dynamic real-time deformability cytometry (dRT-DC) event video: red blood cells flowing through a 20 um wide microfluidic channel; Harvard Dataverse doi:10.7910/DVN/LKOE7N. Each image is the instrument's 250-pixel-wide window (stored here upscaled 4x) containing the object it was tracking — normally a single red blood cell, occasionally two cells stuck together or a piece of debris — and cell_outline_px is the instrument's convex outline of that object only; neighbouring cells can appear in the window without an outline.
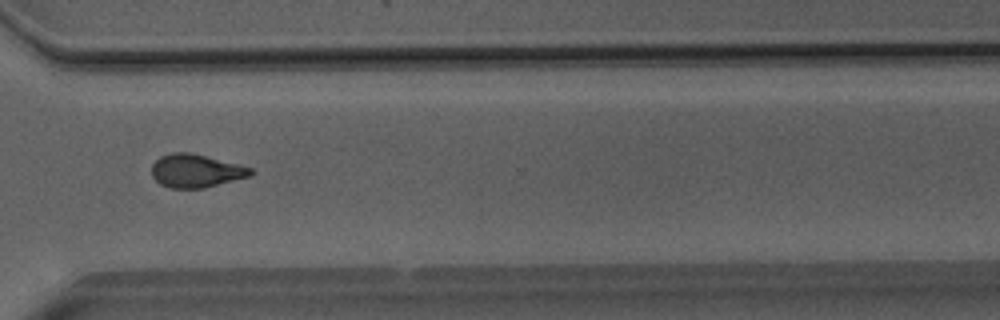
{"species": "Egyptian fruit bat (a non-hibernating species)", "species_latin": "Rousettus aegyptiacus", "temperature_condition": "room temperature", "stored_images_in_passage": 44, "camera_frame_rate_fps": 3000, "um_per_image_px": 0.085, "animal": {"sex": "male"}, "frame": {"image": 1, "passage_image": 31, "time_ms": 10.0, "image_size_px": [1000, 320], "cell_outline_px": [[256, 172], [252, 176], [204, 188], [172, 188], [160, 184], [152, 176], [152, 164], [160, 156], [172, 152], [192, 152], [252, 168]], "centroid_in_image_um": [16.67, 14.52], "position_along_channel_um": 353.9, "area_um2": 19.31}}
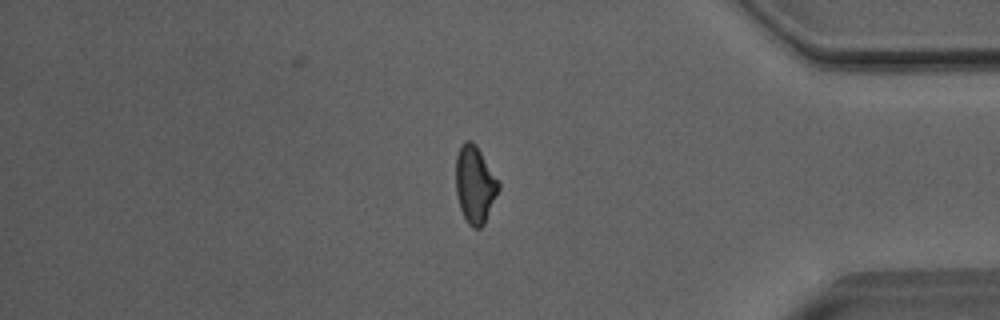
{"frame": {"image": 2, "passage_image": 36, "time_ms": 11.667, "image_size_px": [1000, 320], "cell_outline_px": [[500, 188], [484, 224], [480, 228], [472, 228], [468, 224], [460, 208], [456, 192], [456, 156], [460, 144], [464, 140], [472, 140], [476, 144], [500, 184]], "centroid_in_image_um": [40.35, 15.66], "position_along_channel_um": 394.8, "area_um2": 19.25}}
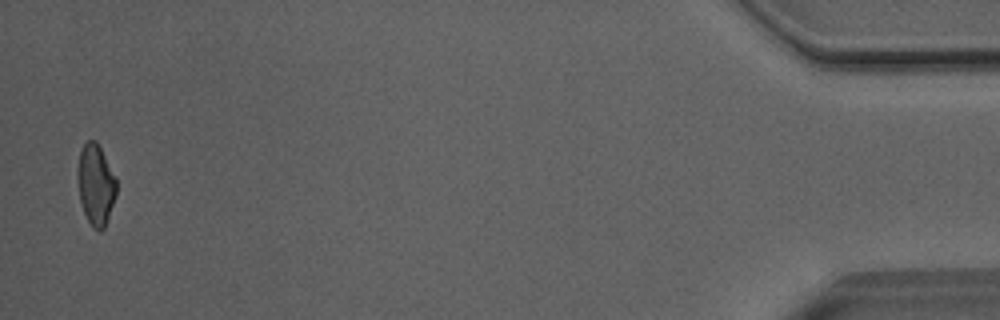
{"frame": {"image": 3, "passage_image": 43, "time_ms": 14.0, "image_size_px": [1000, 320], "cell_outline_px": [[116, 196], [104, 228], [100, 232], [92, 228], [84, 212], [80, 200], [76, 176], [80, 148], [88, 140], [96, 140], [116, 176]], "centroid_in_image_um": [8.13, 15.68], "position_along_channel_um": 427.1, "area_um2": 18.5}, "authors_computed_cell_mechanics": {"area_um2": 19.3919, "velocity_mm_per_s": 4.0876, "shape_relaxation_time_tau1_ms": 6.6627, "shape_relaxation_time_tau2_ms": 2.0012, "deformation_change_tau1": 0.165, "deformation_change_tau2": 0.0847}}